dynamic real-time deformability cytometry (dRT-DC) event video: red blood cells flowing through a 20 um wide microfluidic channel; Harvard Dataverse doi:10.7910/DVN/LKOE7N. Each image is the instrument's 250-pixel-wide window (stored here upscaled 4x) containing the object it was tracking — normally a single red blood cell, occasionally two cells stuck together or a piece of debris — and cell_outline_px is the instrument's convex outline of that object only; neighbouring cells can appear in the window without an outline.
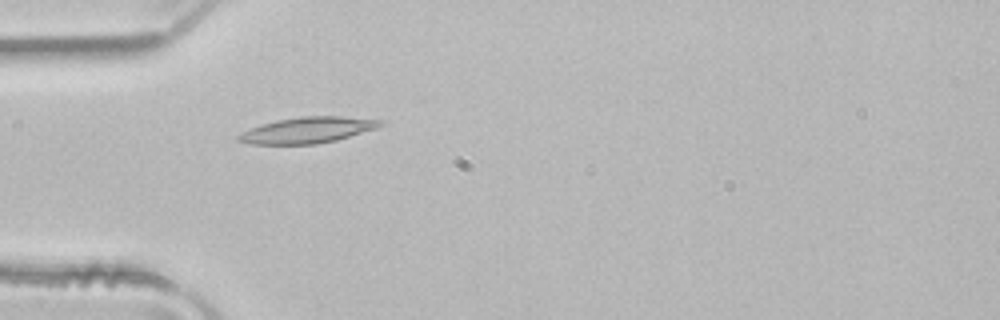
{"species": "common noctule bat (a hibernating species)", "species_latin": "Nyctalus noctula", "temperature_condition": "room temperature", "stored_images_in_passage": 50, "camera_frame_rate_fps": 3000, "um_per_image_px": 0.085, "animal": {"sex": "male", "body_mass_g": 21.5, "forearm_length_mm": 52.0}, "frame": {"image": 1, "passage_image": 15, "time_ms": 4.667, "image_size_px": [1000, 320], "cell_outline_px": [[384, 124], [376, 128], [336, 140], [316, 144], [248, 144], [236, 140], [236, 136], [260, 124], [276, 120], [300, 116], [344, 116], [384, 120]], "centroid_in_image_um": [26.14, 11.05], "position_along_channel_um": 58.9, "area_um2": 21.5}}
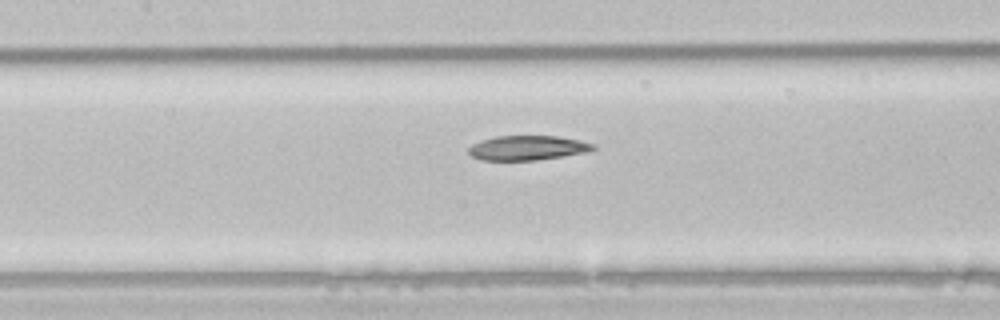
{"frame": {"image": 2, "passage_image": 23, "time_ms": 7.333, "image_size_px": [1000, 320], "cell_outline_px": [[596, 148], [588, 152], [564, 156], [536, 160], [480, 160], [472, 156], [468, 152], [468, 148], [472, 144], [480, 140], [496, 136], [556, 136], [580, 140], [596, 144]], "centroid_in_image_um": [44.85, 12.57], "position_along_channel_um": 162.6, "area_um2": 17.98}}
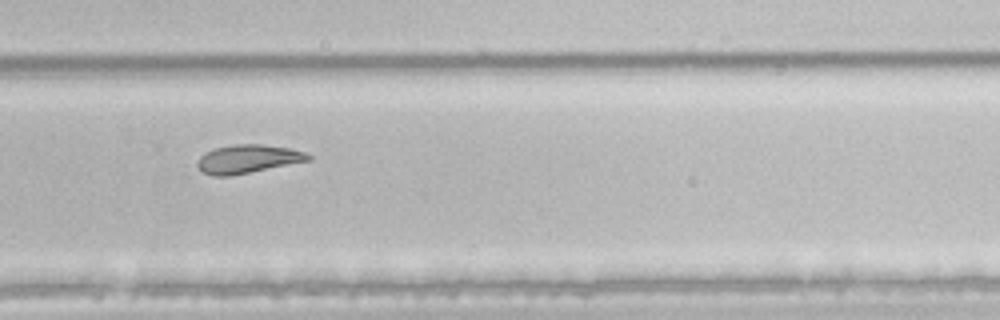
{"frame": {"image": 3, "passage_image": 34, "time_ms": 11.0, "image_size_px": [1000, 320], "cell_outline_px": [[312, 160], [228, 176], [212, 176], [204, 172], [196, 164], [196, 160], [204, 152], [212, 148], [232, 144], [260, 144], [292, 148], [304, 152], [312, 156]], "centroid_in_image_um": [21.05, 13.49], "position_along_channel_um": 308.8, "area_um2": 18.5}, "authors_computed_cell_mechanics": {"area_um2": 20.7502, "velocity_mm_per_s": 4.0027, "shape_relaxation_time_tau1_ms": 6.7086, "shape_relaxation_time_tau2_ms": 9.8233, "deformation_change_tau1": 0.157, "deformation_change_tau2": 0.1644}}